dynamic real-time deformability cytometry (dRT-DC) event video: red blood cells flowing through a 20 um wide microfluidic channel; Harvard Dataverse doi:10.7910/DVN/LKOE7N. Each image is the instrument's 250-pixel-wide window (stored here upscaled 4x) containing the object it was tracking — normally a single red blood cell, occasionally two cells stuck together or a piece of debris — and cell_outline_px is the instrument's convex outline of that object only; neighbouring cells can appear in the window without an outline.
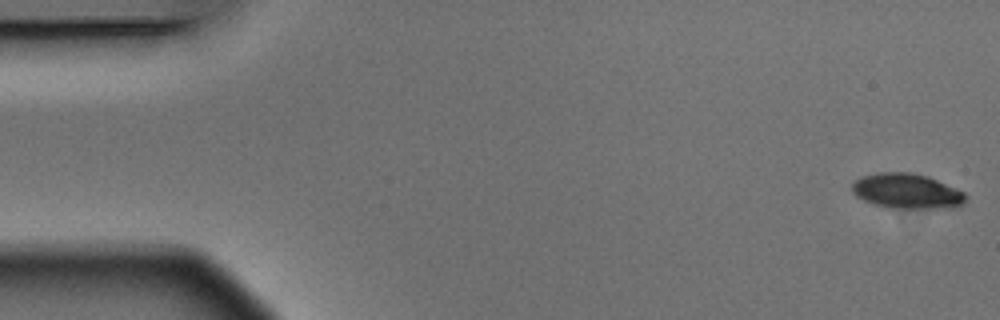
{"species": "Egyptian fruit bat (a non-hibernating species)", "species_latin": "Rousettus aegyptiacus", "temperature_condition": "warm", "stored_images_in_passage": 5, "camera_frame_rate_fps": 3000, "um_per_image_px": 0.085, "animal": {"sex": "male"}, "frame": {"image": 1, "passage_image": 1, "time_ms": 0.0, "image_size_px": [1000, 320], "cell_outline_px": [[968, 196], [964, 204], [952, 208], [888, 208], [872, 204], [856, 196], [852, 192], [852, 184], [856, 180], [864, 176], [876, 172], [912, 172], [928, 176], [956, 188], [964, 192]], "centroid_in_image_um": [77.1, 16.25], "position_along_channel_um": 7.9, "area_um2": 23.47}}
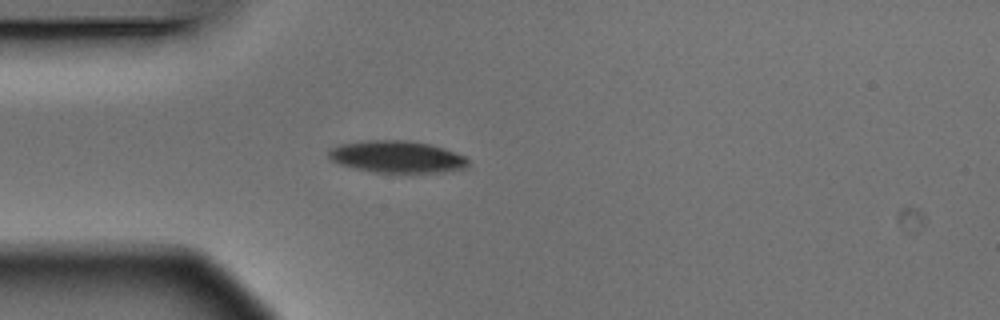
{"frame": {"image": 2, "passage_image": 5, "time_ms": 1.333, "image_size_px": [1000, 320], "cell_outline_px": [[468, 168], [444, 172], [372, 172], [340, 164], [332, 160], [328, 156], [328, 148], [340, 144], [368, 140], [404, 140], [428, 144], [444, 148], [464, 156], [468, 160]], "centroid_in_image_um": [33.73, 13.33], "position_along_channel_um": 51.3, "area_um2": 25.89}}